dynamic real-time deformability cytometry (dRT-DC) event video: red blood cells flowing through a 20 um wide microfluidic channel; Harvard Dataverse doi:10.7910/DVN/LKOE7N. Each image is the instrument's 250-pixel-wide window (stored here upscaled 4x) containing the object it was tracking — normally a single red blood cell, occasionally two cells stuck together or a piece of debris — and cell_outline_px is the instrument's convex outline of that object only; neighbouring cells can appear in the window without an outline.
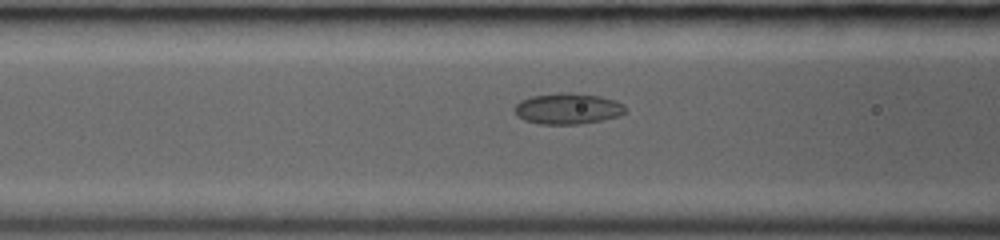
{"species": "common noctule bat (a hibernating species)", "species_latin": "Nyctalus noctula", "temperature_condition": "room temperature", "stored_images_in_passage": 15, "camera_frame_rate_fps": 3000, "um_per_image_px": 0.085, "animal": {"sex": "female", "body_mass_g": 19.0, "forearm_length_mm": 53.3}, "frame": {"image": 1, "passage_image": 13, "time_ms": 4.0, "image_size_px": [1000, 240], "cell_outline_px": [[624, 112], [616, 116], [600, 120], [580, 124], [540, 124], [524, 120], [516, 116], [516, 104], [520, 100], [532, 96], [556, 92], [568, 92], [600, 96], [616, 100], [624, 104]], "centroid_in_image_um": [48.23, 9.22], "position_along_channel_um": 118.4, "area_um2": 19.94}}